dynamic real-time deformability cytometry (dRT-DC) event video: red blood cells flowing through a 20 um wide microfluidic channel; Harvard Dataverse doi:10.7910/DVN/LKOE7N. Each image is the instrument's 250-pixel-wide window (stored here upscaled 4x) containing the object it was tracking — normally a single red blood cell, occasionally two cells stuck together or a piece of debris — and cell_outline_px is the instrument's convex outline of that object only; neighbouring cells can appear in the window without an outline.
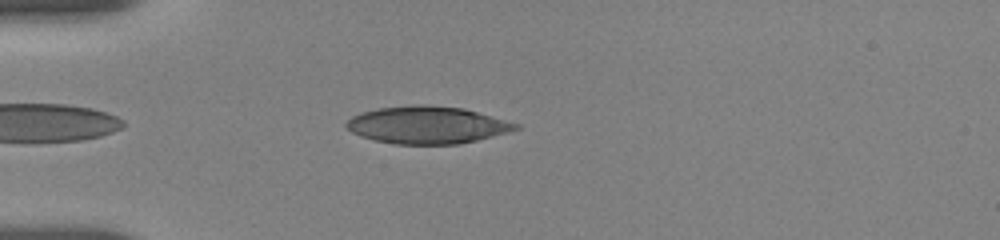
{"species": "human", "species_latin": "Homo sapiens", "temperature_condition": "room temperature", "stored_images_in_passage": 37, "camera_frame_rate_fps": 3000, "um_per_image_px": 0.085, "donor": {"sex": "female"}, "frame": {"image": 1, "passage_image": 5, "time_ms": 1.0, "image_size_px": [1000, 240], "cell_outline_px": [[520, 128], [508, 132], [460, 144], [396, 144], [376, 140], [360, 136], [352, 132], [344, 124], [352, 116], [360, 112], [380, 108], [416, 104], [420, 104], [464, 108], [520, 124]], "centroid_in_image_um": [36.31, 10.62], "position_along_channel_um": 48.7, "area_um2": 36.7}}
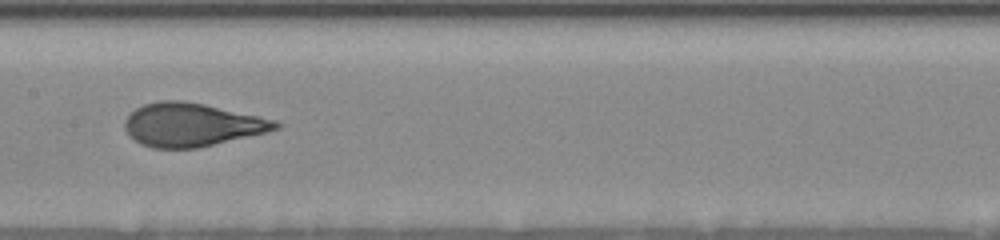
{"frame": {"image": 2, "passage_image": 18, "time_ms": 5.333, "image_size_px": [1000, 240], "cell_outline_px": [[284, 124], [280, 128], [268, 132], [200, 148], [152, 148], [140, 144], [124, 128], [124, 120], [136, 108], [144, 104], [160, 100], [184, 100], [204, 104], [260, 116], [276, 120]], "centroid_in_image_um": [16.35, 10.6], "position_along_channel_um": 191.1, "area_um2": 38.32}}
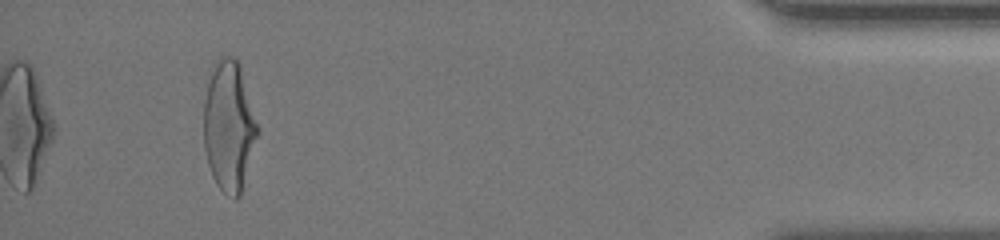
{"frame": {"image": 3, "passage_image": 37, "time_ms": 13.0, "image_size_px": [1000, 240], "cell_outline_px": [[260, 132], [240, 196], [236, 200], [228, 196], [216, 184], [212, 176], [208, 164], [204, 148], [204, 100], [208, 72], [212, 64], [220, 56], [232, 56], [240, 64], [260, 128]], "centroid_in_image_um": [19.47, 10.69], "position_along_channel_um": 415.7, "area_um2": 41.85}, "authors_computed_cell_mechanics": {"area_um2": 38.3214, "velocity_mm_per_s": 3.7003, "shape_relaxation_time_tau1_ms": 4.284, "shape_relaxation_time_tau2_ms": 0.7281, "deformation_change_tau1": 0.1989, "deformation_change_tau2": 0.0705}}